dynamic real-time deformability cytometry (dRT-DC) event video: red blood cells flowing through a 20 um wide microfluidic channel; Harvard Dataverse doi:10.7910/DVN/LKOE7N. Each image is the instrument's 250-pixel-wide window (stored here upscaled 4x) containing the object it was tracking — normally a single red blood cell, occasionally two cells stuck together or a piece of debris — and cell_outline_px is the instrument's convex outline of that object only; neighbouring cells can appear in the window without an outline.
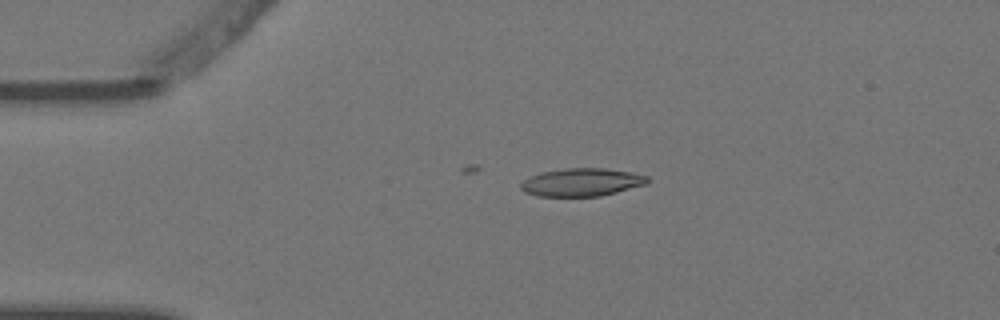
{"species": "Egyptian fruit bat (a non-hibernating species)", "species_latin": "Rousettus aegyptiacus", "temperature_condition": "warm", "stored_images_in_passage": 4, "camera_frame_rate_fps": 3000, "um_per_image_px": 0.085, "animal": {"sex": "female"}, "frame": {"image": 1, "passage_image": 1, "time_ms": 0.0, "image_size_px": [1000, 320], "cell_outline_px": [[648, 184], [600, 196], [536, 196], [524, 192], [520, 188], [520, 184], [524, 180], [540, 172], [564, 168], [604, 168], [632, 172], [648, 176]], "centroid_in_image_um": [49.44, 15.49], "position_along_channel_um": 35.6, "area_um2": 20.69}}
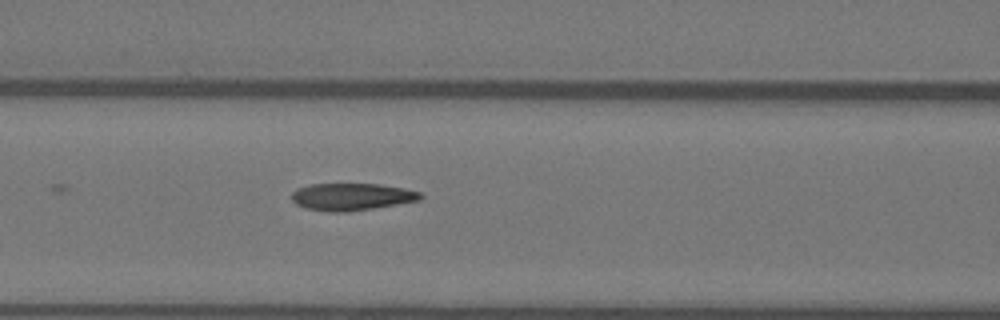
{"frame": {"image": 2, "passage_image": 4, "time_ms": 1.0, "image_size_px": [1000, 320], "cell_outline_px": [[424, 196], [420, 200], [372, 208], [344, 212], [332, 212], [304, 208], [296, 204], [292, 200], [292, 192], [296, 188], [308, 184], [380, 184], [404, 188], [420, 192]], "centroid_in_image_um": [29.86, 16.71], "position_along_channel_um": 136.7, "area_um2": 20.4}}